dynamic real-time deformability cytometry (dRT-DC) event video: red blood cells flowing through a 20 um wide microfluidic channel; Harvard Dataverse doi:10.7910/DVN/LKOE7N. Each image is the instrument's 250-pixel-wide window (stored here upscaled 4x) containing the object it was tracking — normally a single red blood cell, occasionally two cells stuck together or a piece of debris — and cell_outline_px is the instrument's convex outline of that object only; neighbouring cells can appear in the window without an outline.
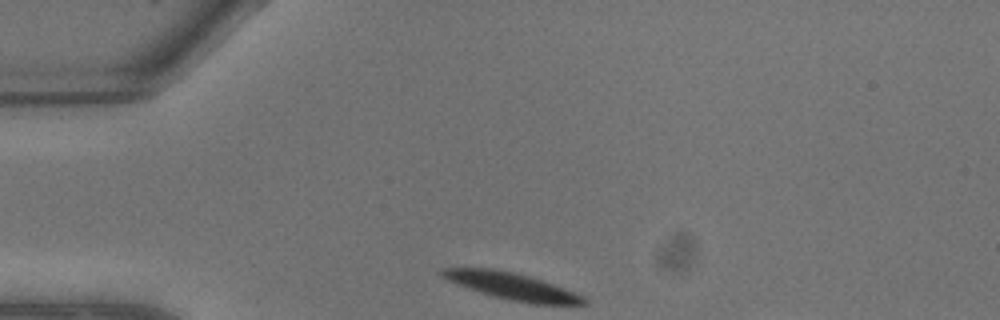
{"species": "common noctule bat (a hibernating species)", "species_latin": "Nyctalus noctula", "temperature_condition": "warm", "stored_images_in_passage": 4, "camera_frame_rate_fps": 3000, "um_per_image_px": 0.085, "animal": {"sex": "male", "body_mass_g": 13.3}, "frame": {"image": 1, "passage_image": 1, "time_ms": 0.0, "image_size_px": [1000, 320], "cell_outline_px": [[588, 304], [532, 304], [492, 296], [468, 288], [448, 280], [440, 276], [440, 272], [444, 268], [492, 268], [512, 272], [528, 276], [552, 284], [584, 296], [588, 300]], "centroid_in_image_um": [43.51, 24.33], "position_along_channel_um": 41.5, "area_um2": 21.79}}
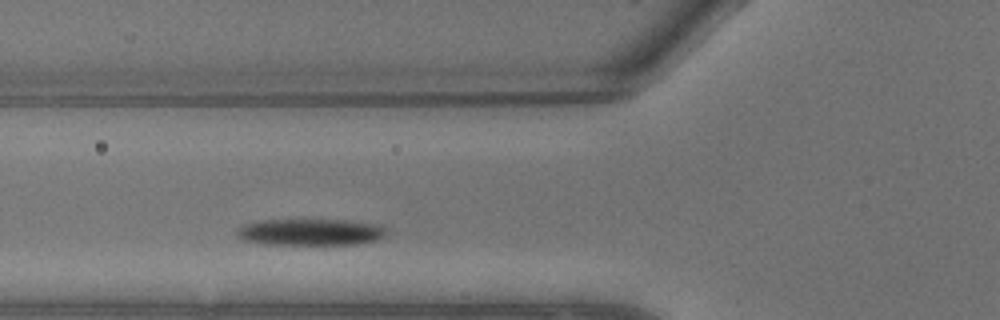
{"frame": {"image": 2, "passage_image": 4, "time_ms": 1.0, "image_size_px": [1000, 320], "cell_outline_px": [[388, 232], [384, 236], [376, 240], [356, 244], [264, 244], [240, 240], [236, 236], [236, 232], [244, 224], [264, 220], [348, 220], [384, 224], [388, 228]], "centroid_in_image_um": [26.45, 19.72], "position_along_channel_um": 99.4, "area_um2": 23.47}}